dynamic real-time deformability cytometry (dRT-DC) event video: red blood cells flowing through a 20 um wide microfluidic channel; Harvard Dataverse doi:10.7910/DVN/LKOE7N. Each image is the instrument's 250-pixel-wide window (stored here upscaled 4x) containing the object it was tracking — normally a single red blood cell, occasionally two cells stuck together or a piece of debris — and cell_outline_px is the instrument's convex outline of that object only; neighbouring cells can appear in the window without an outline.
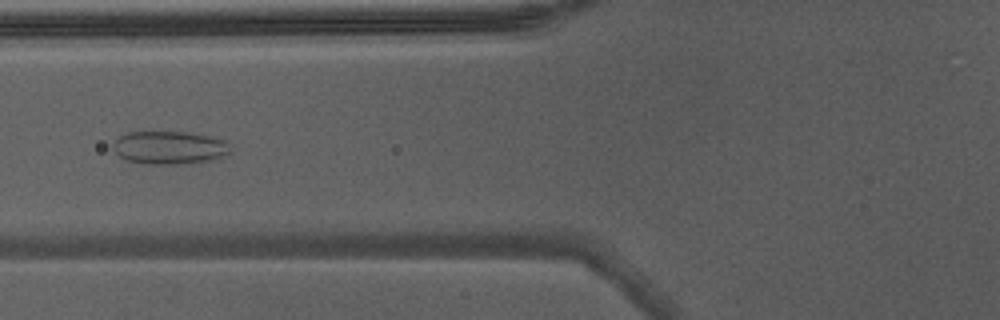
{"species": "Egyptian fruit bat (a non-hibernating species)", "species_latin": "Rousettus aegyptiacus", "temperature_condition": "warm", "stored_images_in_passage": 6, "camera_frame_rate_fps": 3000, "um_per_image_px": 0.085, "animal": {"sex": "male"}, "frame": {"image": 1, "passage_image": 5, "time_ms": 1.333, "image_size_px": [1000, 320], "cell_outline_px": [[232, 152], [228, 156], [216, 160], [180, 164], [144, 164], [128, 160], [120, 156], [112, 148], [112, 144], [120, 136], [128, 132], [188, 132], [212, 136], [228, 140]], "centroid_in_image_um": [14.5, 12.55], "position_along_channel_um": 111.3, "area_um2": 23.12}}